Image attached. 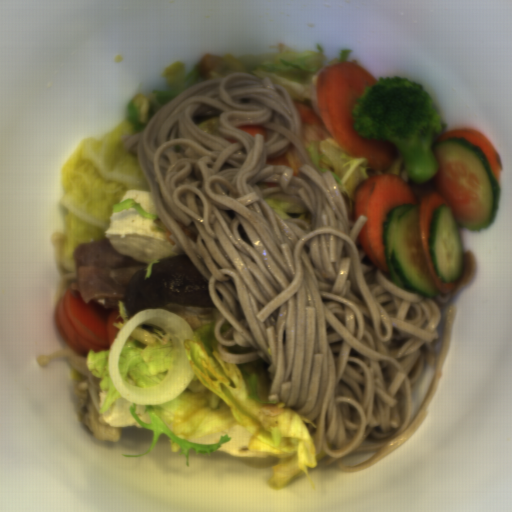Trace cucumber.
<instances>
[{
	"label": "cucumber",
	"instance_id": "8b760119",
	"mask_svg": "<svg viewBox=\"0 0 512 512\" xmlns=\"http://www.w3.org/2000/svg\"><path fill=\"white\" fill-rule=\"evenodd\" d=\"M436 162L450 178L469 191V203L460 209L439 204L432 210L428 242L433 268L442 283H455L465 273L460 228L481 232L494 225L501 189L480 146L454 137L432 144Z\"/></svg>",
	"mask_w": 512,
	"mask_h": 512
},
{
	"label": "cucumber",
	"instance_id": "586b57bf",
	"mask_svg": "<svg viewBox=\"0 0 512 512\" xmlns=\"http://www.w3.org/2000/svg\"><path fill=\"white\" fill-rule=\"evenodd\" d=\"M421 204L393 207L381 222L383 254L393 284L399 289L436 299L440 293L421 253L419 228Z\"/></svg>",
	"mask_w": 512,
	"mask_h": 512
}]
</instances>
